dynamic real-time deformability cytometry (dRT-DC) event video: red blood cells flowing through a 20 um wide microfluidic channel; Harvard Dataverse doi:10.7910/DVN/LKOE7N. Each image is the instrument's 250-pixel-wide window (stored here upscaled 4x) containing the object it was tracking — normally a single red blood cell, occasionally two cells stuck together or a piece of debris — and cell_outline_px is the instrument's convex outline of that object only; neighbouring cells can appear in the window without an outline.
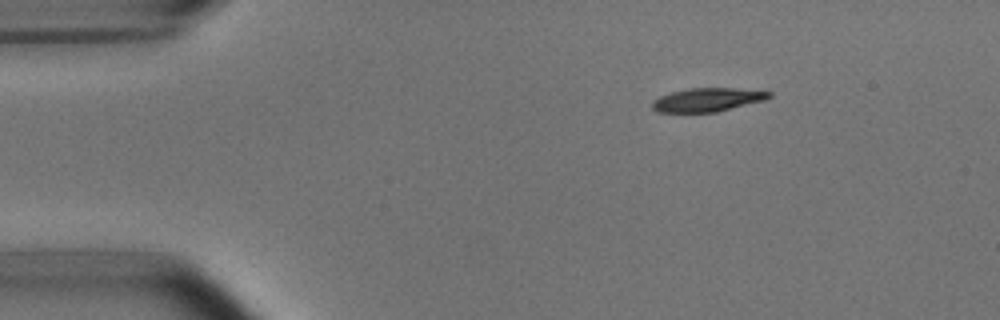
{"species": "common noctule bat (a hibernating species)", "species_latin": "Nyctalus noctula", "temperature_condition": "room temperature", "stored_images_in_passage": 46, "camera_frame_rate_fps": 3000, "um_per_image_px": 0.085, "animal": {"sex": "male", "body_mass_g": 15.6}, "frame": {"image": 1, "passage_image": 1, "time_ms": 0.0, "image_size_px": [1000, 320], "cell_outline_px": [[772, 96], [764, 100], [716, 112], [656, 112], [652, 108], [652, 100], [660, 96], [672, 92], [688, 88], [732, 88], [772, 92]], "centroid_in_image_um": [60.1, 8.48], "position_along_channel_um": 24.9, "area_um2": 15.95}}
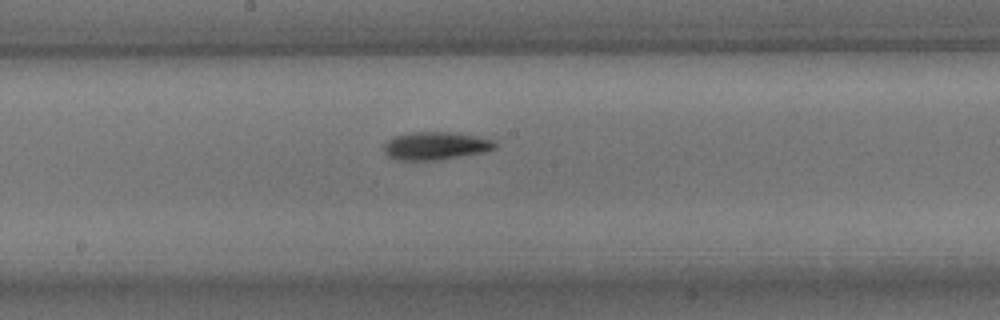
{"frame": {"image": 2, "passage_image": 21, "time_ms": 6.667, "image_size_px": [1000, 320], "cell_outline_px": [[496, 148], [484, 152], [436, 160], [396, 160], [388, 156], [384, 152], [384, 144], [392, 136], [412, 132], [448, 132], [476, 136], [496, 140]], "centroid_in_image_um": [37.01, 12.39], "position_along_channel_um": 211.2, "area_um2": 18.09}}
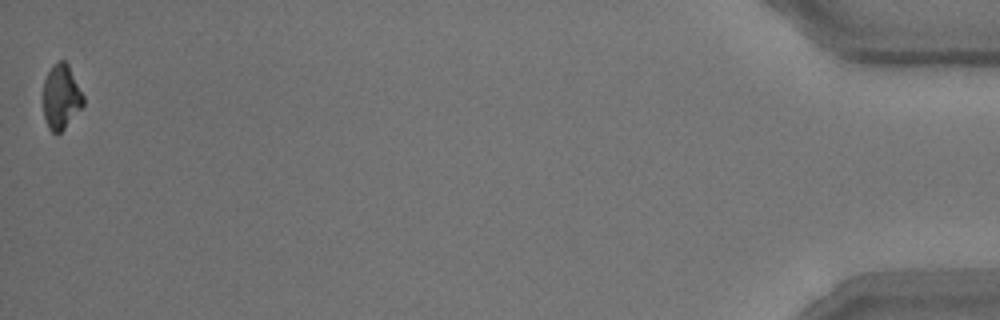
{"frame": {"image": 3, "passage_image": 46, "time_ms": 15.0, "image_size_px": [1000, 320], "cell_outline_px": [[84, 104], [64, 128], [60, 132], [52, 132], [48, 128], [44, 116], [44, 80], [48, 72], [60, 60], [64, 60], [68, 64], [84, 96]], "centroid_in_image_um": [5.2, 8.23], "position_along_channel_um": 430.0, "area_um2": 14.74}, "authors_computed_cell_mechanics": {"area_um2": 17.4267, "velocity_mm_per_s": 3.745, "shape_relaxation_time_tau1_ms": 2.9275, "shape_relaxation_time_tau2_ms": 11.1678, "deformation_change_tau1": 0.134, "deformation_change_tau2": 0.2105}}